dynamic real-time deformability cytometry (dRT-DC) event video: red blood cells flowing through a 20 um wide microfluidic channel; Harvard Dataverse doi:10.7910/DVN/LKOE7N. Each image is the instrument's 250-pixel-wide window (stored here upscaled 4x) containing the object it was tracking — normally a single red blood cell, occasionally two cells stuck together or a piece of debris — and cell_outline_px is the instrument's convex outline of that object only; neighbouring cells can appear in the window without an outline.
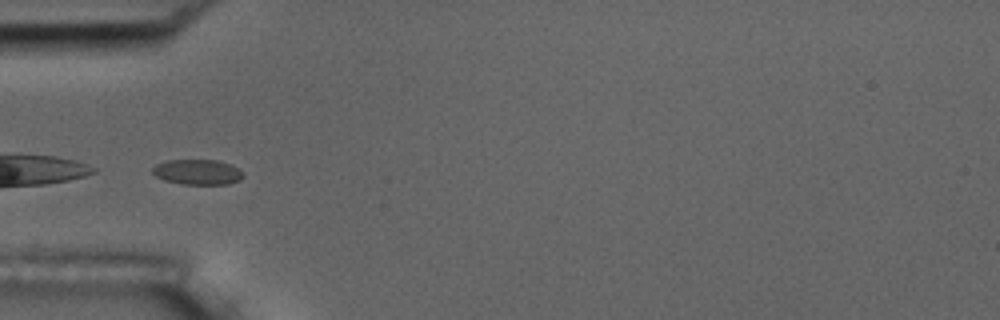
{"species": "common noctule bat (a hibernating species)", "species_latin": "Nyctalus noctula", "temperature_condition": "room temperature", "stored_images_in_passage": 5, "camera_frame_rate_fps": 3000, "um_per_image_px": 0.085, "animal": {"sex": "male", "body_mass_g": 17.5, "forearm_length_mm": 52.3}, "frame": {"image": 1, "passage_image": 5, "time_ms": 4.667, "image_size_px": [1000, 320], "cell_outline_px": [[244, 176], [240, 180], [228, 184], [184, 184], [164, 180], [156, 176], [152, 172], [152, 168], [156, 164], [168, 160], [216, 160], [232, 164], [244, 172]], "centroid_in_image_um": [16.82, 14.62], "position_along_channel_um": 68.2, "area_um2": 13.41}}